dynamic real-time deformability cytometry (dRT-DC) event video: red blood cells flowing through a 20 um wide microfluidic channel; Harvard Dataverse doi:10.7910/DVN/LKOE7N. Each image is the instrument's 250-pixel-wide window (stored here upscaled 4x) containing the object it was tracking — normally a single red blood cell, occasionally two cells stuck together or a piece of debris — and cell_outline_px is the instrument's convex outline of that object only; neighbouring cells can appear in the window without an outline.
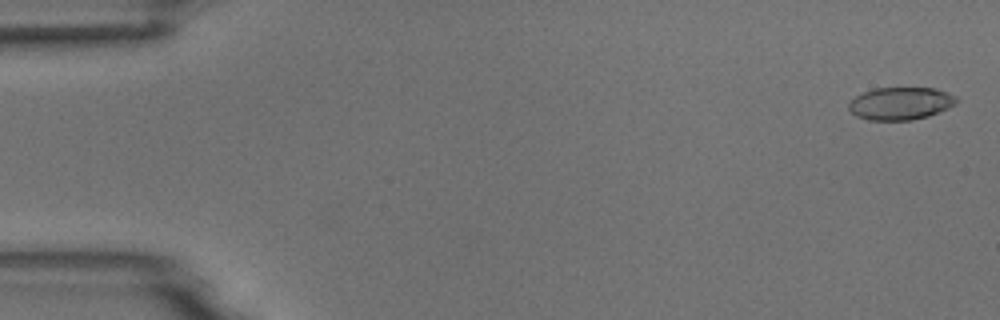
{"species": "common noctule bat (a hibernating species)", "species_latin": "Nyctalus noctula", "temperature_condition": "room temperature", "stored_images_in_passage": 6, "camera_frame_rate_fps": 3000, "um_per_image_px": 0.085, "animal": {"sex": "male", "body_mass_g": 18.8}, "frame": {"image": 1, "passage_image": 1, "time_ms": 0.0, "image_size_px": [1000, 320], "cell_outline_px": [[960, 100], [956, 104], [948, 108], [928, 116], [912, 120], [868, 120], [856, 116], [848, 108], [848, 104], [856, 96], [864, 92], [876, 88], [936, 88], [956, 96]], "centroid_in_image_um": [76.57, 8.79], "position_along_channel_um": 8.4, "area_um2": 20.46}}
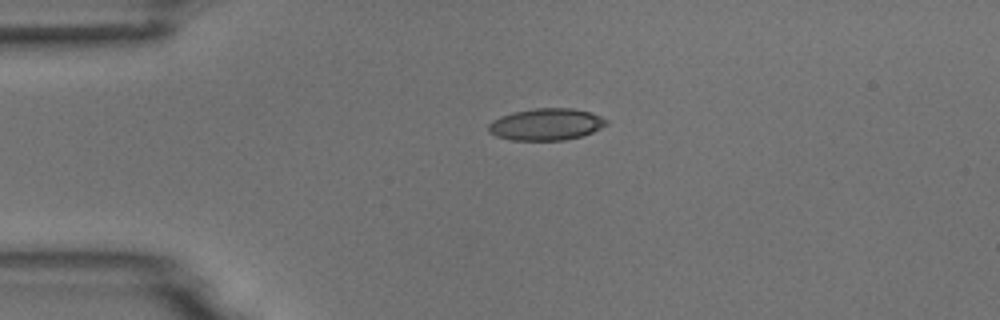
{"frame": {"image": 2, "passage_image": 4, "time_ms": 1.0, "image_size_px": [1000, 320], "cell_outline_px": [[608, 124], [592, 132], [580, 136], [564, 140], [512, 140], [496, 136], [488, 132], [488, 124], [492, 120], [500, 116], [512, 112], [536, 108], [572, 108], [592, 112], [608, 120]], "centroid_in_image_um": [46.41, 10.56], "position_along_channel_um": 38.6, "area_um2": 21.96}}